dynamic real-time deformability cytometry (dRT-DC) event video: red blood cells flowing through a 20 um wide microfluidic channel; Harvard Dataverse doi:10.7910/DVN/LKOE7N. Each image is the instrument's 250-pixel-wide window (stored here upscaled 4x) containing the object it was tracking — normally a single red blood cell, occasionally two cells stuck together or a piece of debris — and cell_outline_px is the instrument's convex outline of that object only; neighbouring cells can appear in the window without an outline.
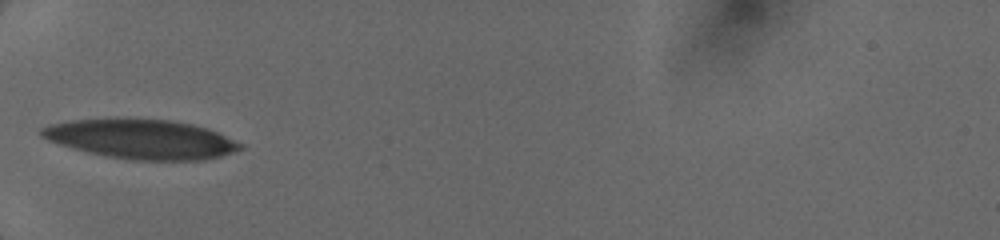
{"species": "human", "species_latin": "Homo sapiens", "temperature_condition": "cold", "stored_images_in_passage": 2, "camera_frame_rate_fps": 3000, "um_per_image_px": 0.085, "donor": {"sex": "female"}, "frame": {"image": 1, "passage_image": 1, "time_ms": 0.0, "image_size_px": [1000, 240], "cell_outline_px": [[244, 148], [220, 156], [204, 160], [132, 160], [104, 156], [72, 148], [48, 140], [40, 136], [40, 128], [52, 124], [72, 120], [168, 120], [192, 124], [208, 128], [244, 144]], "centroid_in_image_um": [12.04, 11.85], "position_along_channel_um": 73.0, "area_um2": 45.03}}